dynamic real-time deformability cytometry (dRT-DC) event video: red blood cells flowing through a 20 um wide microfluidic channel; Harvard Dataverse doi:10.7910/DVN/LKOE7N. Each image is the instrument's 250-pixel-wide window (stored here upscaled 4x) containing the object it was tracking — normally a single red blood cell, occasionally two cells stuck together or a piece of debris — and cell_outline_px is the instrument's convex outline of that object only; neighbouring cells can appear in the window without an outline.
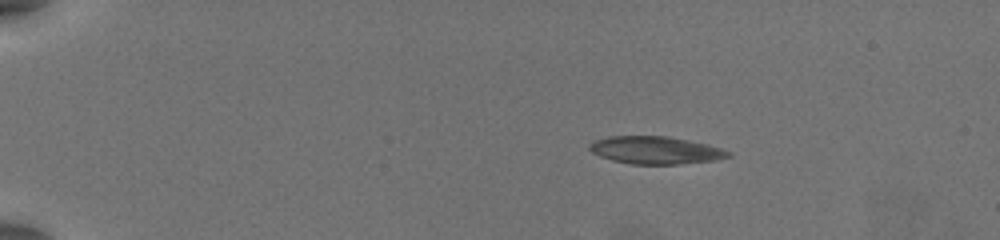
{"species": "common noctule bat (a hibernating species)", "species_latin": "Nyctalus noctula", "temperature_condition": "warm", "stored_images_in_passage": 31, "camera_frame_rate_fps": 3000, "um_per_image_px": 0.085, "animal": {"sex": "female", "body_mass_g": 19.5, "forearm_length_mm": 54.1}, "frame": {"image": 1, "passage_image": 4, "time_ms": 1.0, "image_size_px": [1000, 240], "cell_outline_px": [[732, 156], [716, 160], [680, 164], [632, 164], [612, 160], [600, 156], [592, 152], [588, 148], [588, 144], [596, 140], [608, 136], [668, 136], [708, 144], [732, 152]], "centroid_in_image_um": [55.74, 12.76], "position_along_channel_um": 29.3, "area_um2": 22.37}}
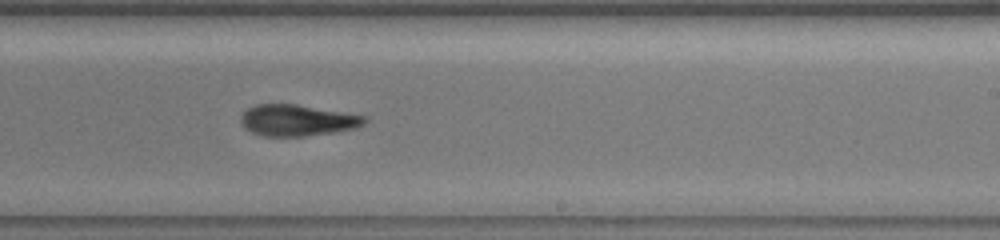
{"frame": {"image": 2, "passage_image": 16, "time_ms": 5.0, "image_size_px": [1000, 240], "cell_outline_px": [[368, 120], [364, 124], [356, 128], [336, 132], [304, 136], [264, 136], [252, 132], [244, 128], [240, 120], [240, 116], [248, 108], [256, 104], [296, 104], [368, 116]], "centroid_in_image_um": [25.29, 10.22], "position_along_channel_um": 263.7, "area_um2": 22.72}}
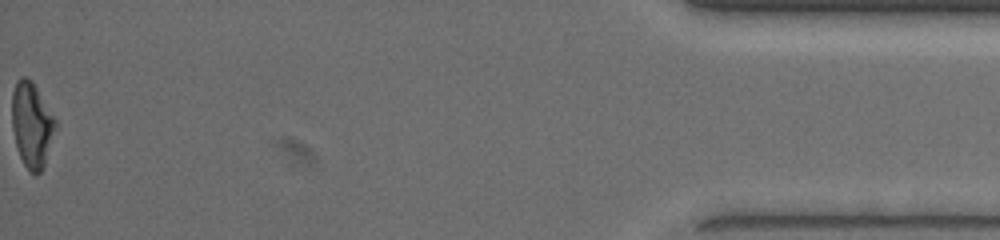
{"frame": {"image": 3, "passage_image": 31, "time_ms": 10.0, "image_size_px": [1000, 240], "cell_outline_px": [[56, 128], [44, 164], [40, 172], [36, 176], [28, 172], [16, 148], [12, 128], [12, 92], [16, 80], [20, 76], [24, 76], [32, 80], [56, 120]], "centroid_in_image_um": [2.68, 10.6], "position_along_channel_um": 432.5, "area_um2": 21.68}}